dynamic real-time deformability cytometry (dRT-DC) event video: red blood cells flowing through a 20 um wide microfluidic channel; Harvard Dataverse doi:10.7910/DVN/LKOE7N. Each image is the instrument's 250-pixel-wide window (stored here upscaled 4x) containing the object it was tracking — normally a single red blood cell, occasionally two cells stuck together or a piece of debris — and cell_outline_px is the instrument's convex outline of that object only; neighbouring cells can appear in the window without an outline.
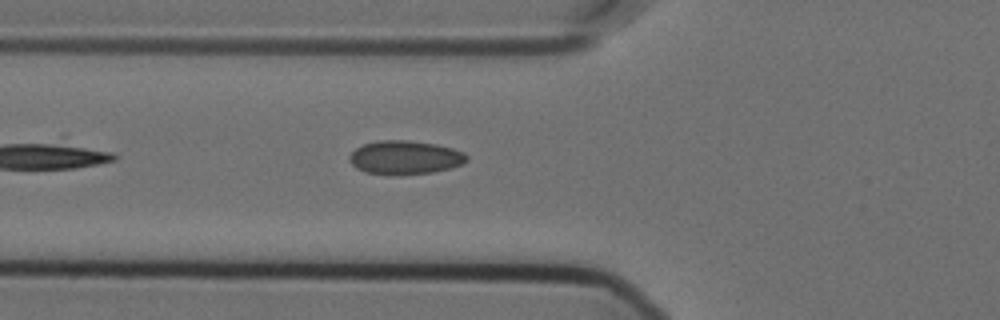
{"species": "Egyptian fruit bat (a non-hibernating species)", "species_latin": "Rousettus aegyptiacus", "temperature_condition": "cold", "stored_images_in_passage": 15, "camera_frame_rate_fps": 3000, "um_per_image_px": 0.085, "animal": {"sex": "female"}, "frame": {"image": 1, "passage_image": 5, "time_ms": 1.333, "image_size_px": [1000, 320], "cell_outline_px": [[468, 160], [460, 164], [448, 168], [432, 172], [392, 176], [364, 172], [356, 168], [348, 160], [348, 156], [356, 148], [364, 144], [380, 140], [408, 140], [436, 144], [452, 148], [464, 152], [468, 156]], "centroid_in_image_um": [34.39, 13.39], "position_along_channel_um": 91.4, "area_um2": 23.18}}